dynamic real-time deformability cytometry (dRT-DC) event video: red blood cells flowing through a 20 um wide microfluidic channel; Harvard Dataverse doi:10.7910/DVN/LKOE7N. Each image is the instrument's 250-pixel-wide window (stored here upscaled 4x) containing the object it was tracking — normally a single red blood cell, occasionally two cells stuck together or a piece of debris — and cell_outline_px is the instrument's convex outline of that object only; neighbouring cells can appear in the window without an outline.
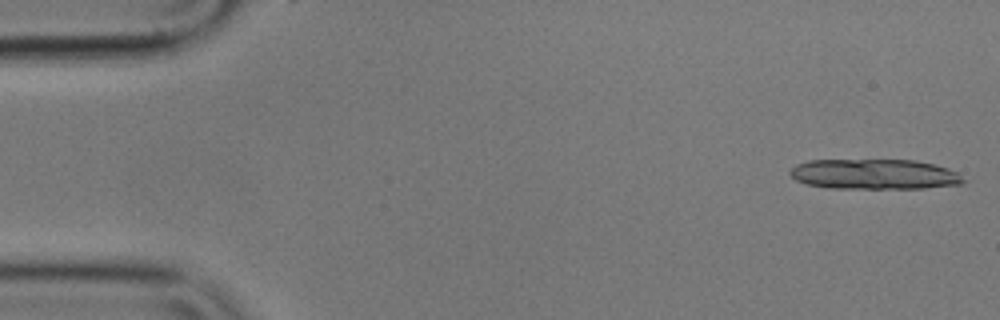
{"species": "common noctule bat (a hibernating species)", "species_latin": "Nyctalus noctula", "temperature_condition": "cold", "stored_images_in_passage": 14, "camera_frame_rate_fps": 3000, "um_per_image_px": 0.085, "animal": {"sex": "male", "body_mass_g": 17.9}, "frame": {"image": 1, "passage_image": 1, "time_ms": 0.0, "image_size_px": [1000, 320], "cell_outline_px": [[968, 180], [964, 184], [924, 188], [828, 188], [808, 184], [796, 180], [788, 172], [796, 164], [808, 160], [916, 160], [948, 168], [956, 172]], "centroid_in_image_um": [74.35, 14.81], "position_along_channel_um": 10.6, "area_um2": 30.63}}